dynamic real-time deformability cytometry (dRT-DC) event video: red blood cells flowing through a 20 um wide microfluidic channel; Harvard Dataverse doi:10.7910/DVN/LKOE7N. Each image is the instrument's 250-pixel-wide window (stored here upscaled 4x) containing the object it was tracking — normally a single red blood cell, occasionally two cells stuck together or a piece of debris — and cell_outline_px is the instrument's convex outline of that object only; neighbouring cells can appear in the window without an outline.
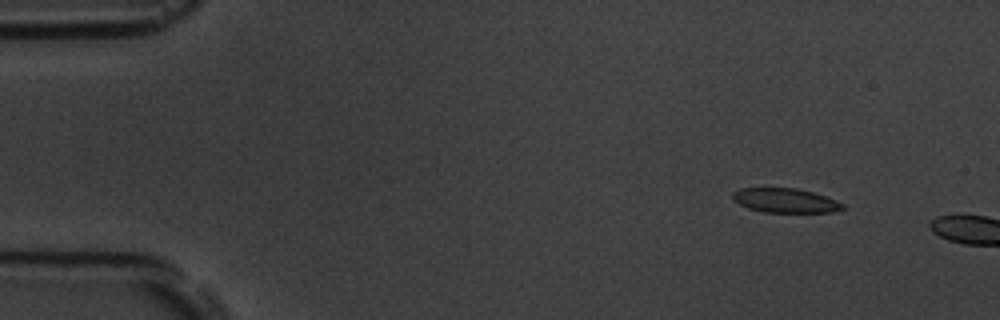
{"species": "common noctule bat (a hibernating species)", "species_latin": "Nyctalus noctula", "temperature_condition": "room temperature", "stored_images_in_passage": 3, "camera_frame_rate_fps": 3000, "um_per_image_px": 0.085, "animal": {"sex": "male", "body_mass_g": 19.5, "forearm_length_mm": 54.6}, "frame": {"image": 1, "passage_image": 2, "time_ms": 1.333, "image_size_px": [1000, 320], "cell_outline_px": [[848, 208], [832, 212], [764, 212], [748, 208], [732, 200], [732, 192], [740, 188], [796, 188], [812, 192], [836, 200], [844, 204]], "centroid_in_image_um": [66.75, 17.04], "position_along_channel_um": 18.2, "area_um2": 15.66}}